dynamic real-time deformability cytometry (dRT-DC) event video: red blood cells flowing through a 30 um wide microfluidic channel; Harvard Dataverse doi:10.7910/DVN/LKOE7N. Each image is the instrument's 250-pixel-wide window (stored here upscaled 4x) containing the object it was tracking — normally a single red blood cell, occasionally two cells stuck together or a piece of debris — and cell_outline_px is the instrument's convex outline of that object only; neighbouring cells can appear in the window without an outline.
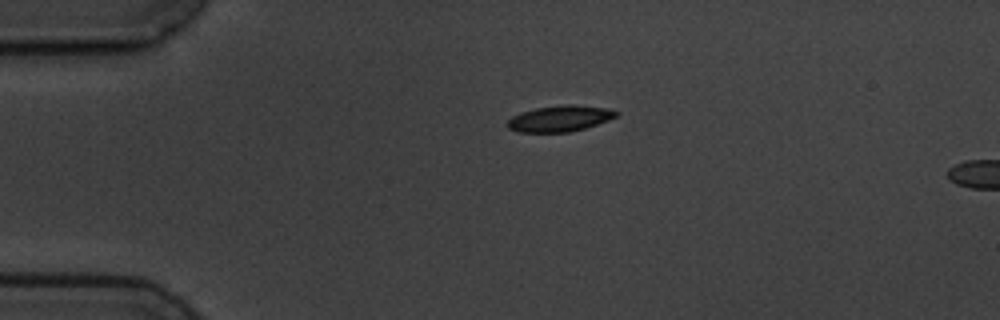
{"species": "common noctule bat (a hibernating species)", "species_latin": "Nyctalus noctula", "temperature_condition": "cold", "stored_images_in_passage": 2, "segment_of_instrument_passage": [1, 2], "camera_frame_rate_fps": 3000, "um_per_image_px": 0.085, "animal": {"sex": "male", "body_mass_g": 19.5, "forearm_length_mm": 54.6}, "frame": {"image": 1, "passage_image": 1, "time_ms": 0.0, "image_size_px": [1000, 320], "cell_outline_px": [[620, 112], [616, 116], [608, 120], [584, 128], [568, 132], [516, 132], [508, 128], [504, 124], [512, 116], [520, 112], [536, 108], [564, 104], [572, 104], [604, 108]], "centroid_in_image_um": [47.51, 10.08], "position_along_channel_um": 37.5, "area_um2": 16.47}}